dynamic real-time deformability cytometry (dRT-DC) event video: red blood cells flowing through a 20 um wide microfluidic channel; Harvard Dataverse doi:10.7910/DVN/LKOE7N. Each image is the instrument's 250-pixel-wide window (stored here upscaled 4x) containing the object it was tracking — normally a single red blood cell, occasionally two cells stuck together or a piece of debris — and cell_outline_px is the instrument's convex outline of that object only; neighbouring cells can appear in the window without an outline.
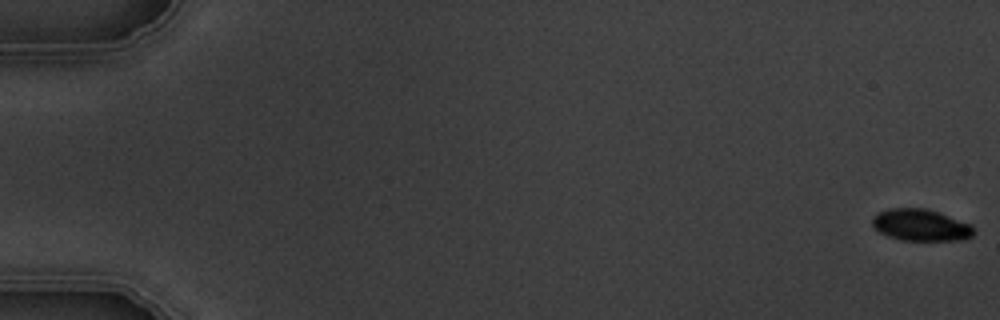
{"species": "common noctule bat (a hibernating species)", "species_latin": "Nyctalus noctula", "temperature_condition": "warm", "stored_images_in_passage": 6, "camera_frame_rate_fps": 3000, "um_per_image_px": 0.085, "animal": {"sex": "male", "body_mass_g": 19.5, "forearm_length_mm": 54.6}, "frame": {"image": 1, "passage_image": 1, "time_ms": 0.0, "image_size_px": [1000, 320], "cell_outline_px": [[972, 236], [960, 240], [900, 240], [888, 236], [880, 232], [872, 224], [872, 216], [876, 212], [888, 208], [928, 208], [940, 212], [972, 224]], "centroid_in_image_um": [78.24, 19.11], "position_along_channel_um": 6.8, "area_um2": 18.9}}
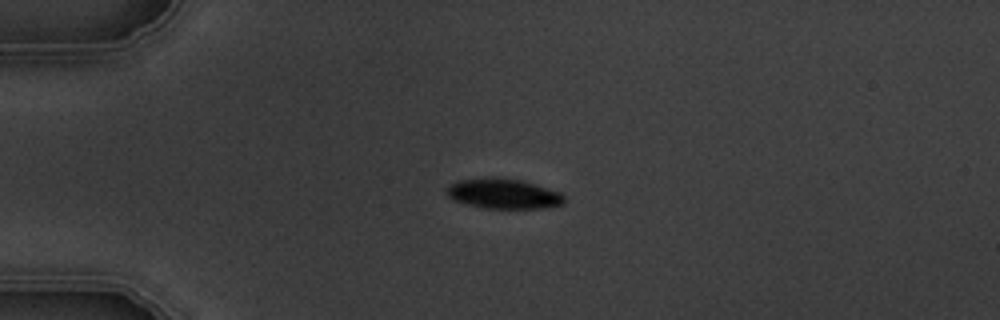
{"frame": {"image": 2, "passage_image": 5, "time_ms": 4.667, "image_size_px": [1000, 320], "cell_outline_px": [[564, 204], [544, 208], [484, 208], [464, 204], [452, 200], [448, 196], [448, 184], [460, 180], [488, 176], [496, 176], [520, 180], [560, 192], [564, 196]], "centroid_in_image_um": [42.76, 16.46], "position_along_channel_um": 42.2, "area_um2": 20.75}}